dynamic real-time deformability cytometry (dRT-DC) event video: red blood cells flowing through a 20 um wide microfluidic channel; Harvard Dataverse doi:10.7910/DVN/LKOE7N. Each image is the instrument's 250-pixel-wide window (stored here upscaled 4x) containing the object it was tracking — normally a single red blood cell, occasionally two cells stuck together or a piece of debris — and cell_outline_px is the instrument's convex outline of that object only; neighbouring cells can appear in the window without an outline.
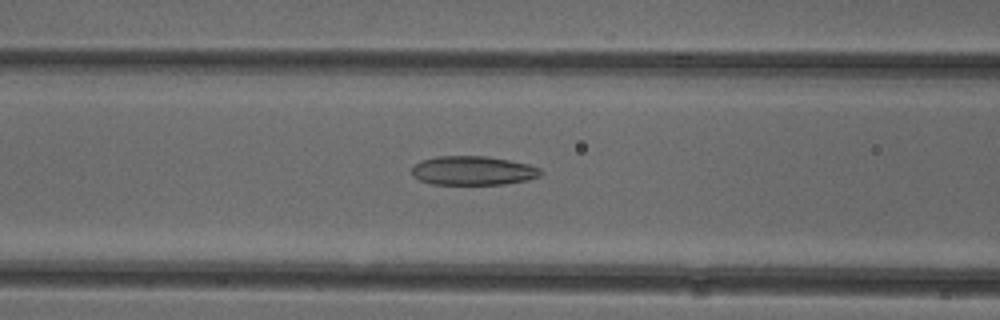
{"species": "common noctule bat (a hibernating species)", "species_latin": "Nyctalus noctula", "temperature_condition": "cold", "stored_images_in_passage": 52, "camera_frame_rate_fps": 3000, "um_per_image_px": 0.085, "animal": {"sex": "female"}, "frame": {"image": 1, "passage_image": 21, "time_ms": 6.667, "image_size_px": [1000, 320], "cell_outline_px": [[544, 172], [540, 176], [528, 180], [504, 184], [432, 184], [420, 180], [412, 176], [412, 168], [420, 160], [436, 156], [488, 156], [528, 164], [540, 168]], "centroid_in_image_um": [40.21, 14.5], "position_along_channel_um": 126.4, "area_um2": 21.91}}
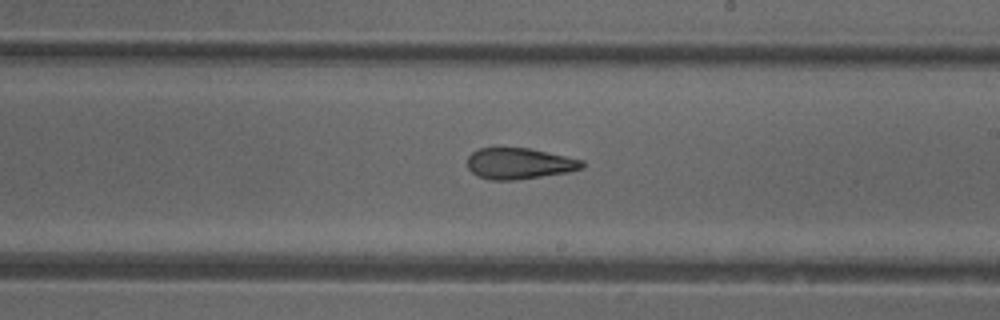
{"frame": {"image": 2, "passage_image": 30, "time_ms": 9.667, "image_size_px": [1000, 320], "cell_outline_px": [[584, 168], [568, 172], [516, 180], [488, 180], [472, 172], [468, 168], [468, 156], [472, 152], [480, 148], [528, 148], [584, 160]], "centroid_in_image_um": [44.15, 13.9], "position_along_channel_um": 244.9, "area_um2": 20.69}}
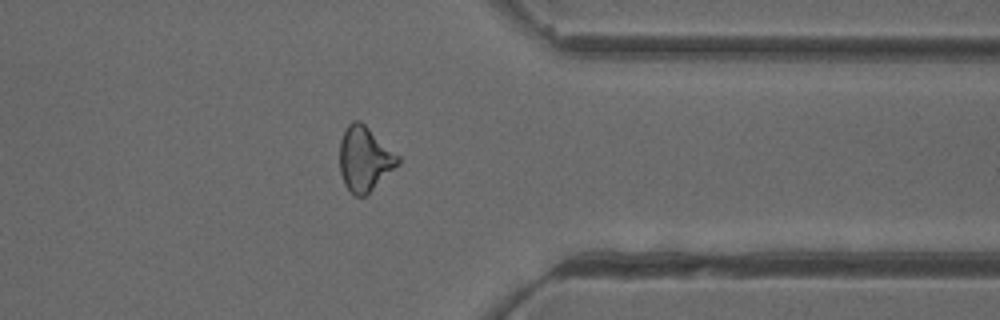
{"frame": {"image": 3, "passage_image": 41, "time_ms": 13.333, "image_size_px": [1000, 320], "cell_outline_px": [[400, 164], [364, 196], [356, 196], [344, 184], [340, 172], [340, 140], [348, 124], [352, 120], [360, 120], [400, 156]], "centroid_in_image_um": [31.0, 13.48], "position_along_channel_um": 380.4, "area_um2": 21.79}, "authors_computed_cell_mechanics": {"area_um2": 22.3686, "velocity_mm_per_s": 3.9432, "shape_relaxation_time_tau1_ms": null, "shape_relaxation_time_tau2_ms": 3.1708, "deformation_change_tau1": null, "deformation_change_tau2": 0.126}}